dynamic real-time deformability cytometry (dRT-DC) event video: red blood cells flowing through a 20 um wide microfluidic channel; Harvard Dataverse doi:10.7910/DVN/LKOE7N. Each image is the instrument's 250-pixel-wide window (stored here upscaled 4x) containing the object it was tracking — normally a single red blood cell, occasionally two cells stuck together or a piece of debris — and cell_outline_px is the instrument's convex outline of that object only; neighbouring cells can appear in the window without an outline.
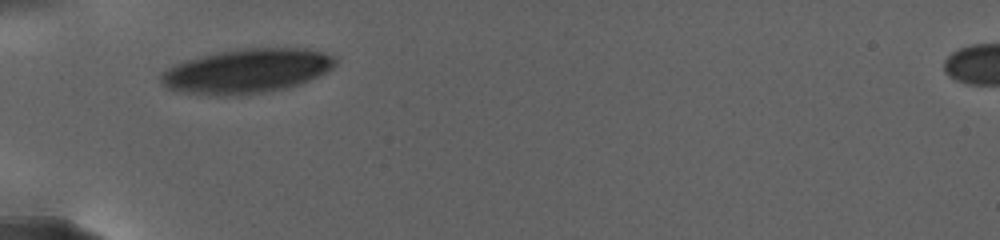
{"species": "human", "species_latin": "Homo sapiens", "temperature_condition": "warm", "stored_images_in_passage": 14, "camera_frame_rate_fps": 3000, "um_per_image_px": 0.085, "donor": {"sex": "female"}, "frame": {"image": 1, "passage_image": 1, "time_ms": 0.0, "image_size_px": [1000, 240], "cell_outline_px": [[336, 64], [332, 68], [300, 84], [288, 88], [240, 96], [216, 96], [184, 92], [168, 88], [160, 80], [160, 76], [164, 72], [176, 64], [200, 56], [216, 52], [236, 48], [304, 48], [324, 52], [332, 56], [336, 60]], "centroid_in_image_um": [20.99, 6.04], "position_along_channel_um": 64.0, "area_um2": 44.97}}
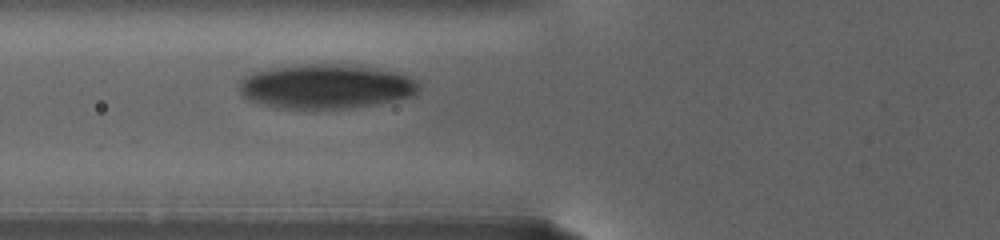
{"frame": {"image": 2, "passage_image": 11, "time_ms": 1.667, "image_size_px": [1000, 240], "cell_outline_px": [[416, 92], [412, 96], [380, 104], [356, 108], [276, 108], [260, 104], [248, 100], [240, 92], [240, 80], [252, 72], [268, 68], [296, 64], [348, 64], [396, 72], [412, 80], [416, 84]], "centroid_in_image_um": [27.63, 7.35], "position_along_channel_um": 98.2, "area_um2": 46.47}}